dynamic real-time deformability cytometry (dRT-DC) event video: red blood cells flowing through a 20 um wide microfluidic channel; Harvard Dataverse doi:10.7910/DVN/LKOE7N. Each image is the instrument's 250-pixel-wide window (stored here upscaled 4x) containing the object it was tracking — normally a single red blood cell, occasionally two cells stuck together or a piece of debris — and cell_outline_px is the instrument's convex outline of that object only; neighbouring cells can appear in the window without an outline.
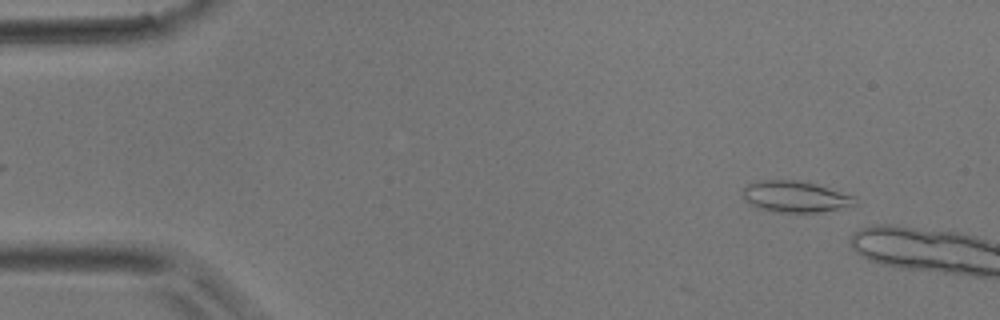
{"species": "common noctule bat (a hibernating species)", "species_latin": "Nyctalus noctula", "temperature_condition": "room temperature", "stored_images_in_passage": 2, "camera_frame_rate_fps": 3000, "um_per_image_px": 0.085, "animal": {"sex": "male", "body_mass_g": 17.9}, "frame": {"image": 1, "passage_image": 1, "time_ms": 0.0, "image_size_px": [1000, 320], "cell_outline_px": [[856, 204], [840, 208], [820, 212], [772, 212], [756, 208], [744, 200], [744, 188], [748, 184], [756, 180], [796, 180], [816, 184], [856, 196]], "centroid_in_image_um": [67.58, 16.72], "position_along_channel_um": 17.4, "area_um2": 20.52}}